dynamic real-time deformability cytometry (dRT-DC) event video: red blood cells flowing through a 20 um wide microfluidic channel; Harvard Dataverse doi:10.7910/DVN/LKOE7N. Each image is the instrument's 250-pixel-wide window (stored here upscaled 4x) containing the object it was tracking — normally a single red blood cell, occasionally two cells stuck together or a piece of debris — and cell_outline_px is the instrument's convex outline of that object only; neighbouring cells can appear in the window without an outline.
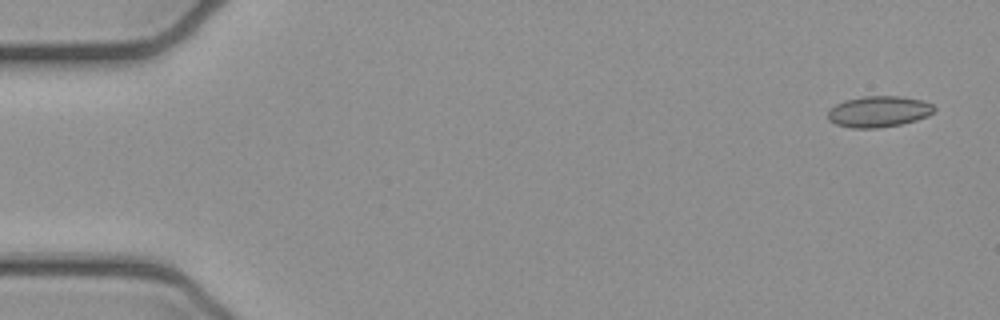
{"species": "common noctule bat (a hibernating species)", "species_latin": "Nyctalus noctula", "temperature_condition": "cold", "stored_images_in_passage": 5, "camera_frame_rate_fps": 3000, "um_per_image_px": 0.085, "animal": {"sex": "female", "body_mass_g": 21.9}, "frame": {"image": 1, "passage_image": 1, "time_ms": 0.0, "image_size_px": [1000, 320], "cell_outline_px": [[936, 108], [928, 116], [916, 120], [900, 124], [876, 128], [852, 128], [836, 124], [828, 120], [828, 108], [844, 100], [864, 96], [900, 96], [920, 100], [932, 104]], "centroid_in_image_um": [74.66, 9.48], "position_along_channel_um": 10.3, "area_um2": 19.25}}
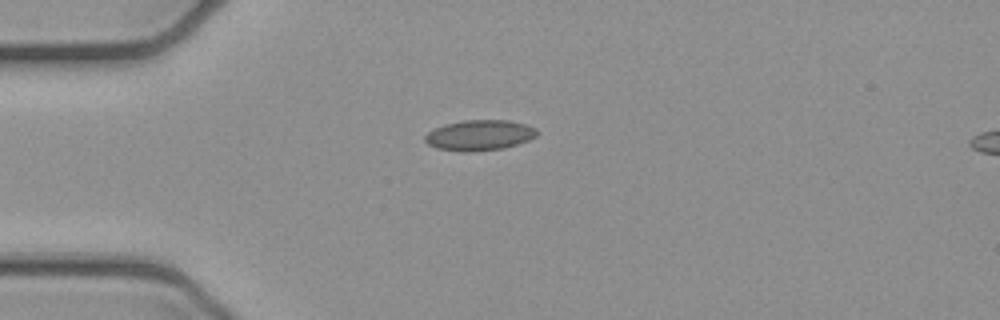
{"frame": {"image": 2, "passage_image": 4, "time_ms": 1.0, "image_size_px": [1000, 320], "cell_outline_px": [[536, 136], [528, 140], [504, 148], [468, 152], [464, 152], [436, 148], [428, 144], [424, 140], [424, 136], [428, 132], [444, 124], [464, 120], [508, 120], [524, 124], [536, 128]], "centroid_in_image_um": [40.72, 11.49], "position_along_channel_um": 44.3, "area_um2": 19.77}}